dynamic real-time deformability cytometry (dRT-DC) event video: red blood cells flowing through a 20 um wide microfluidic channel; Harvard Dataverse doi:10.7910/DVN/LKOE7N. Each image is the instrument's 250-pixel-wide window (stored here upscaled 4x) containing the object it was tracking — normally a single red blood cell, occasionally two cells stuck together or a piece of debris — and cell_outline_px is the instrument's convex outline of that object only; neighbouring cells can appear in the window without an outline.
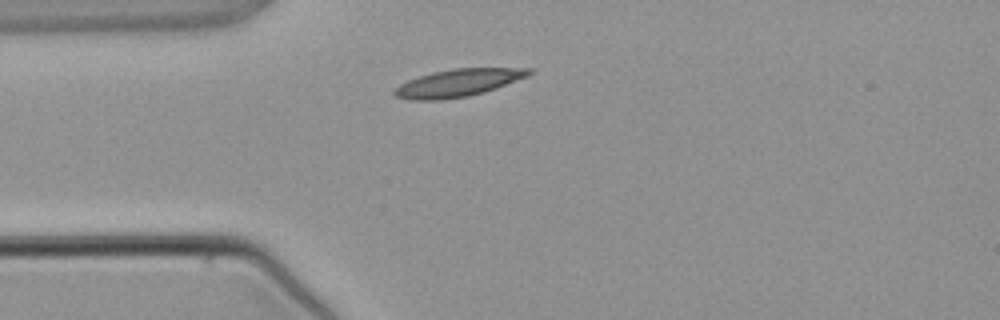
{"species": "common noctule bat (a hibernating species)", "species_latin": "Nyctalus noctula", "temperature_condition": "warm", "stored_images_in_passage": 1, "camera_frame_rate_fps": 3000, "um_per_image_px": 0.085, "animal": {"sex": "male", "body_mass_g": 21.5, "forearm_length_mm": 52.0}, "frame": {"image": 1, "passage_image": 1, "time_ms": 0.0, "image_size_px": [1000, 320], "cell_outline_px": [[536, 72], [528, 76], [496, 88], [484, 92], [468, 96], [440, 100], [408, 100], [396, 96], [392, 92], [400, 84], [408, 80], [432, 72], [452, 68], [536, 68]], "centroid_in_image_um": [38.98, 7.03], "position_along_channel_um": 46.0, "area_um2": 21.68}}